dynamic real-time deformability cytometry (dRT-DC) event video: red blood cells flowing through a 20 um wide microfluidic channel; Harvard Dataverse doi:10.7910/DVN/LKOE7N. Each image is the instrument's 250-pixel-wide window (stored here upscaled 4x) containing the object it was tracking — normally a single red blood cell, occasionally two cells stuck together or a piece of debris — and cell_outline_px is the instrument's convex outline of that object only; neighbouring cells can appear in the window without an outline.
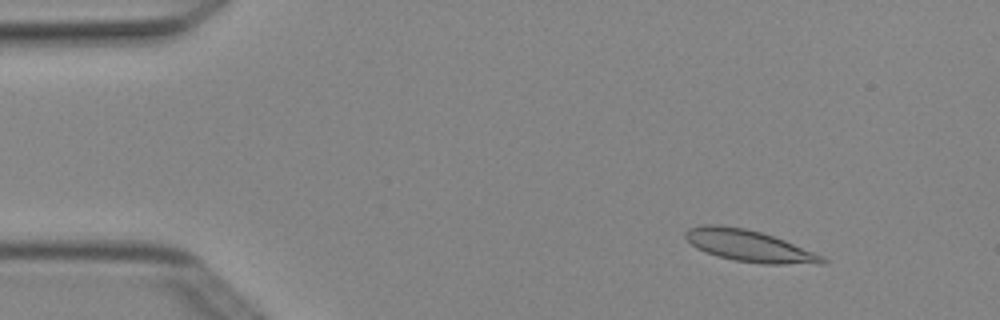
{"species": "Egyptian fruit bat (a non-hibernating species)", "species_latin": "Rousettus aegyptiacus", "temperature_condition": "cold", "stored_images_in_passage": 3, "camera_frame_rate_fps": 3000, "um_per_image_px": 0.085, "animal": {"sex": "female"}, "frame": {"image": 1, "passage_image": 1, "time_ms": 0.0, "image_size_px": [1000, 320], "cell_outline_px": [[828, 260], [824, 264], [760, 264], [736, 260], [716, 256], [704, 252], [696, 248], [684, 236], [684, 232], [688, 228], [704, 224], [716, 224], [744, 228], [760, 232], [784, 240], [824, 256]], "centroid_in_image_um": [63.67, 20.9], "position_along_channel_um": 21.3, "area_um2": 25.26}}